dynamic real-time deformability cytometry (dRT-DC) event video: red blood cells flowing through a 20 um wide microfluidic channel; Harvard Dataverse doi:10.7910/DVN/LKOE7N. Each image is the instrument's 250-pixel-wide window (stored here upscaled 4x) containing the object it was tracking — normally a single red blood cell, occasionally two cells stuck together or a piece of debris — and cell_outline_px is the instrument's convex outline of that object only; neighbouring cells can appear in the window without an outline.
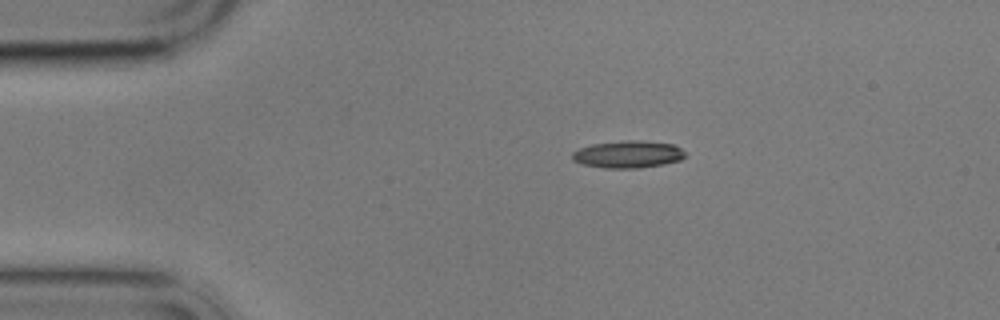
{"species": "common noctule bat (a hibernating species)", "species_latin": "Nyctalus noctula", "temperature_condition": "cold", "stored_images_in_passage": 3, "camera_frame_rate_fps": 3000, "um_per_image_px": 0.085, "animal": {"sex": "male", "body_mass_g": 17.9}, "frame": {"image": 1, "passage_image": 1, "time_ms": 0.0, "image_size_px": [1000, 320], "cell_outline_px": [[684, 156], [680, 160], [664, 164], [640, 168], [604, 168], [584, 164], [572, 160], [572, 152], [580, 148], [592, 144], [624, 140], [644, 140], [672, 144], [680, 148], [684, 152]], "centroid_in_image_um": [53.37, 13.11], "position_along_channel_um": 31.6, "area_um2": 17.92}}
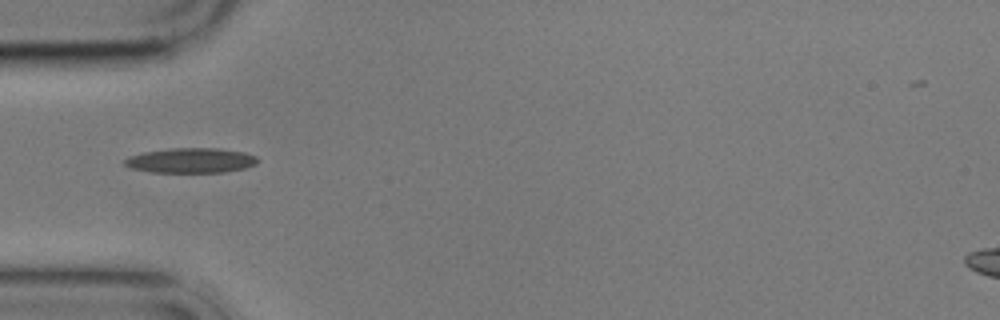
{"frame": {"image": 2, "passage_image": 3, "time_ms": 2.333, "image_size_px": [1000, 320], "cell_outline_px": [[260, 160], [256, 164], [244, 168], [224, 172], [152, 172], [132, 168], [124, 164], [124, 160], [128, 156], [144, 152], [172, 148], [220, 148], [244, 152], [256, 156]], "centroid_in_image_um": [16.25, 13.63], "position_along_channel_um": 68.7, "area_um2": 19.31}}